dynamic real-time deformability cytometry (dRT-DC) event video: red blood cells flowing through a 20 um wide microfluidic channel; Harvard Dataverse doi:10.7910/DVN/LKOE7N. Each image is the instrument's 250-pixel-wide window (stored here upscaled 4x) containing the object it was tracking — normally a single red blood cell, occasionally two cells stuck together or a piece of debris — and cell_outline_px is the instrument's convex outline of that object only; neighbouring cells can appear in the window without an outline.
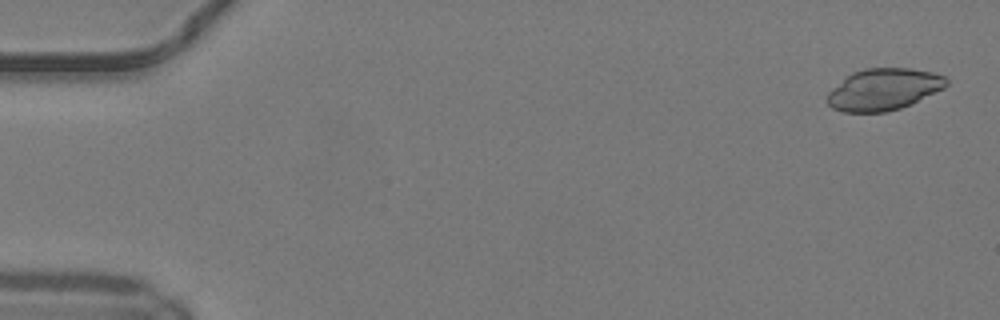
{"species": "common noctule bat (a hibernating species)", "species_latin": "Nyctalus noctula", "temperature_condition": "warm", "stored_images_in_passage": 49, "camera_frame_rate_fps": 3000, "um_per_image_px": 0.085, "animal": {"sex": "male", "body_mass_g": 19.2, "forearm_length_mm": 51.8}, "frame": {"image": 1, "passage_image": 1, "time_ms": 0.0, "image_size_px": [1000, 320], "cell_outline_px": [[948, 84], [944, 88], [900, 108], [884, 112], [844, 112], [832, 108], [828, 104], [824, 96], [832, 88], [852, 72], [864, 68], [908, 68], [932, 72], [944, 76], [948, 80]], "centroid_in_image_um": [75.06, 7.59], "position_along_channel_um": 9.9, "area_um2": 28.84}}